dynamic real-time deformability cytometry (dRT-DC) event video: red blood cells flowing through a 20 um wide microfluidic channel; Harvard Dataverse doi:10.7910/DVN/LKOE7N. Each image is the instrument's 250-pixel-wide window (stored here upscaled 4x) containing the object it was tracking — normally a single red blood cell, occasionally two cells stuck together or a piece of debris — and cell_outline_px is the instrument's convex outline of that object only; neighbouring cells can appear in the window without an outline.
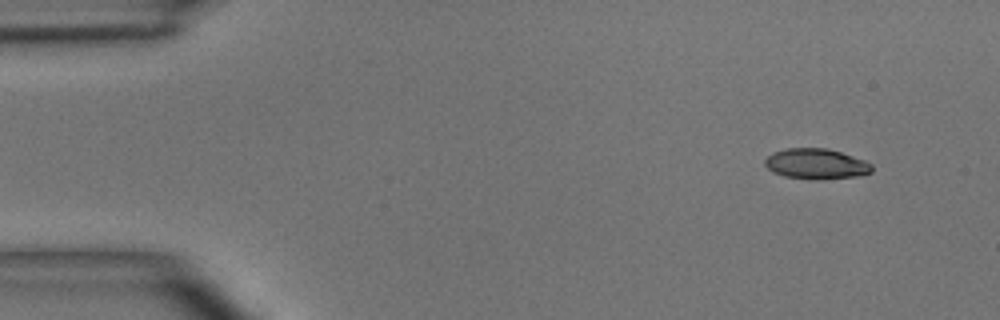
{"species": "common noctule bat (a hibernating species)", "species_latin": "Nyctalus noctula", "temperature_condition": "room temperature", "stored_images_in_passage": 4, "camera_frame_rate_fps": 3000, "um_per_image_px": 0.085, "animal": {"sex": "male", "body_mass_g": 15.6}, "frame": {"image": 1, "passage_image": 1, "time_ms": 0.0, "image_size_px": [1000, 320], "cell_outline_px": [[872, 172], [856, 176], [812, 180], [784, 176], [772, 172], [764, 164], [764, 160], [772, 152], [788, 148], [828, 148], [864, 160], [872, 164]], "centroid_in_image_um": [69.34, 13.93], "position_along_channel_um": 15.7, "area_um2": 18.96}}
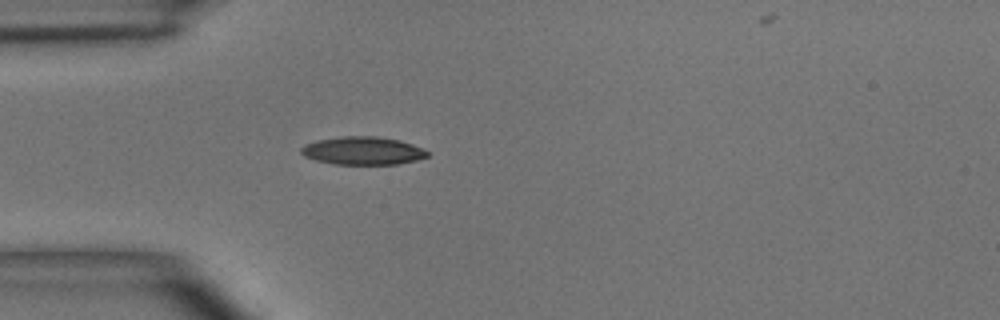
{"frame": {"image": 2, "passage_image": 4, "time_ms": 3.333, "image_size_px": [1000, 320], "cell_outline_px": [[428, 156], [416, 160], [396, 164], [336, 164], [316, 160], [304, 156], [300, 152], [300, 148], [304, 144], [316, 140], [340, 136], [376, 136], [400, 140], [424, 148], [428, 152]], "centroid_in_image_um": [30.82, 12.8], "position_along_channel_um": 54.2, "area_um2": 20.69}}